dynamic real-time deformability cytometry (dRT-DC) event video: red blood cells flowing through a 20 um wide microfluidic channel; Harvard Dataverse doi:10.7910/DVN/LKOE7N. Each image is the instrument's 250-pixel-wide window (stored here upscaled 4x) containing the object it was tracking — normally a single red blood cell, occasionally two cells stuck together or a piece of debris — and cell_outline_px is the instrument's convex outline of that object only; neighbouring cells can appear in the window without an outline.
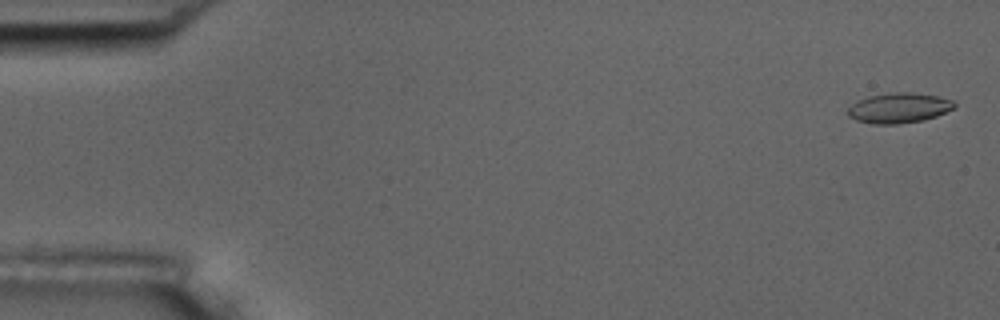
{"species": "common noctule bat (a hibernating species)", "species_latin": "Nyctalus noctula", "temperature_condition": "room temperature", "stored_images_in_passage": 5, "camera_frame_rate_fps": 3000, "um_per_image_px": 0.085, "animal": {"sex": "male", "body_mass_g": 17.5, "forearm_length_mm": 52.3}, "frame": {"image": 1, "passage_image": 1, "time_ms": 0.0, "image_size_px": [1000, 320], "cell_outline_px": [[956, 108], [936, 116], [924, 120], [896, 124], [872, 124], [856, 120], [848, 116], [848, 108], [856, 100], [868, 96], [892, 92], [912, 92], [936, 96], [952, 100], [956, 104]], "centroid_in_image_um": [76.4, 9.17], "position_along_channel_um": 8.6, "area_um2": 18.84}}
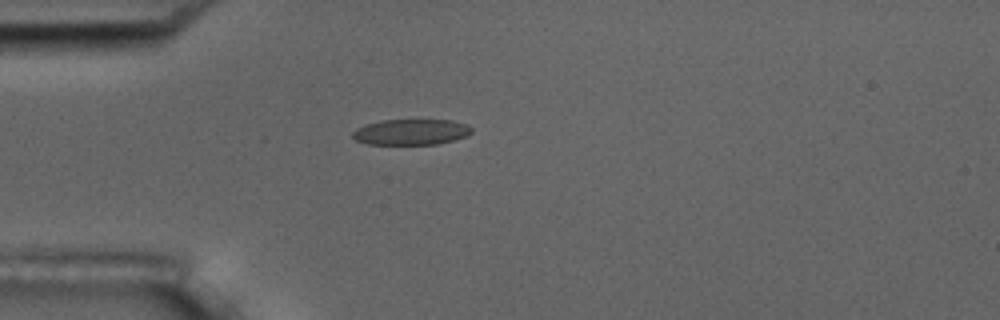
{"frame": {"image": 2, "passage_image": 5, "time_ms": 4.667, "image_size_px": [1000, 320], "cell_outline_px": [[472, 132], [468, 136], [456, 140], [436, 144], [368, 144], [356, 140], [352, 136], [352, 132], [356, 128], [364, 124], [384, 120], [452, 120], [464, 124], [472, 128]], "centroid_in_image_um": [34.95, 11.22], "position_along_channel_um": 50.1, "area_um2": 17.92}}